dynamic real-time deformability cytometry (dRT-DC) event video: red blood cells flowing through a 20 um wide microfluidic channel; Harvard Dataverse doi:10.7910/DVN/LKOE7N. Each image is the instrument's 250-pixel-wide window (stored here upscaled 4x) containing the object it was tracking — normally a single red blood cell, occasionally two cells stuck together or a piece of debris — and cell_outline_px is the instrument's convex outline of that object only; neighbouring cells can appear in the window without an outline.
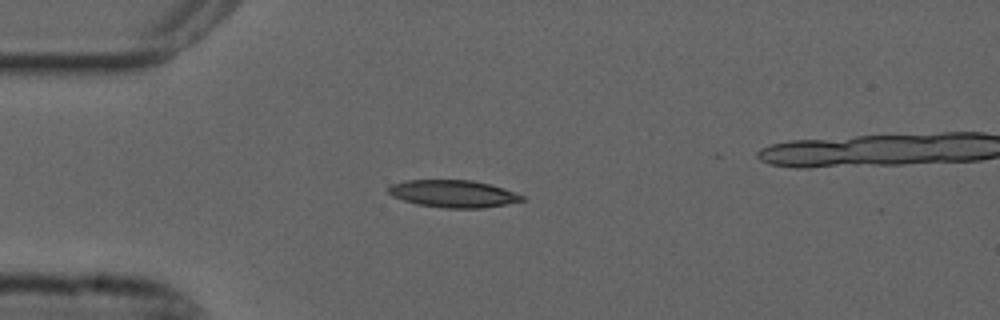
{"species": "common noctule bat (a hibernating species)", "species_latin": "Nyctalus noctula", "temperature_condition": "cold", "stored_images_in_passage": 37, "camera_frame_rate_fps": 3000, "um_per_image_px": 0.085, "animal": {"sex": "male", "forearm_length_mm": 52.5}, "frame": {"image": 1, "passage_image": 1, "time_ms": 0.0, "image_size_px": [1000, 320], "cell_outline_px": [[524, 200], [484, 208], [444, 208], [416, 204], [392, 196], [388, 192], [388, 188], [392, 184], [408, 180], [472, 180], [504, 188], [524, 196]], "centroid_in_image_um": [38.51, 16.47], "position_along_channel_um": 46.5, "area_um2": 21.1}}
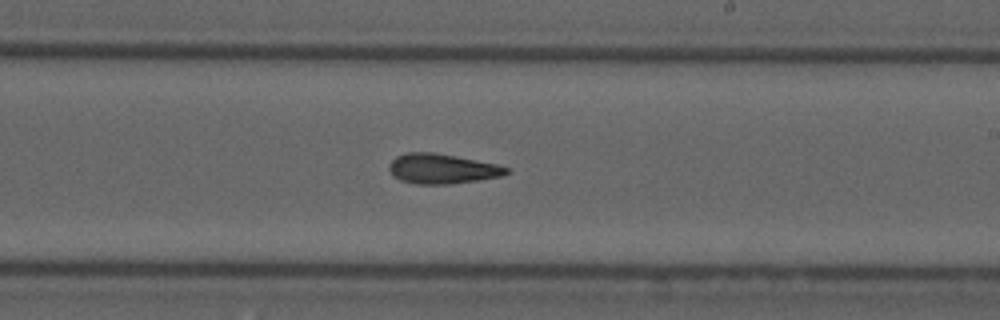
{"frame": {"image": 2, "passage_image": 19, "time_ms": 6.0, "image_size_px": [1000, 320], "cell_outline_px": [[512, 172], [504, 176], [448, 184], [416, 184], [400, 180], [392, 176], [388, 168], [388, 164], [396, 156], [408, 152], [432, 152], [456, 156], [496, 164], [508, 168]], "centroid_in_image_um": [37.56, 14.34], "position_along_channel_um": 251.4, "area_um2": 20.52}}
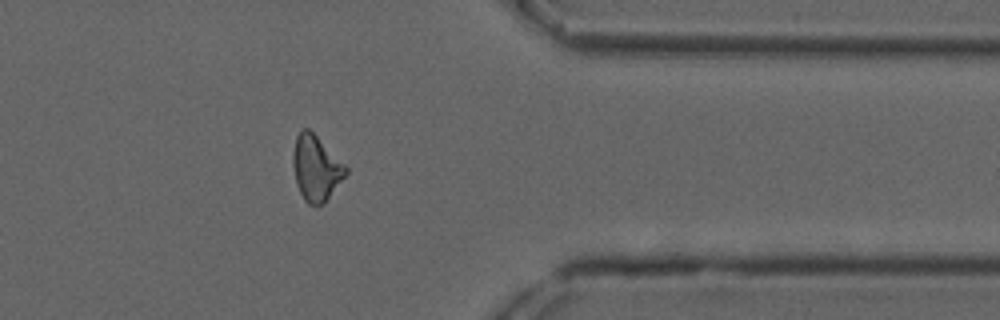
{"frame": {"image": 3, "passage_image": 31, "time_ms": 10.0, "image_size_px": [1000, 320], "cell_outline_px": [[348, 172], [324, 204], [308, 204], [304, 200], [296, 184], [292, 164], [292, 152], [296, 136], [304, 128], [308, 128], [348, 168]], "centroid_in_image_um": [26.84, 14.3], "position_along_channel_um": 384.6, "area_um2": 19.88}}